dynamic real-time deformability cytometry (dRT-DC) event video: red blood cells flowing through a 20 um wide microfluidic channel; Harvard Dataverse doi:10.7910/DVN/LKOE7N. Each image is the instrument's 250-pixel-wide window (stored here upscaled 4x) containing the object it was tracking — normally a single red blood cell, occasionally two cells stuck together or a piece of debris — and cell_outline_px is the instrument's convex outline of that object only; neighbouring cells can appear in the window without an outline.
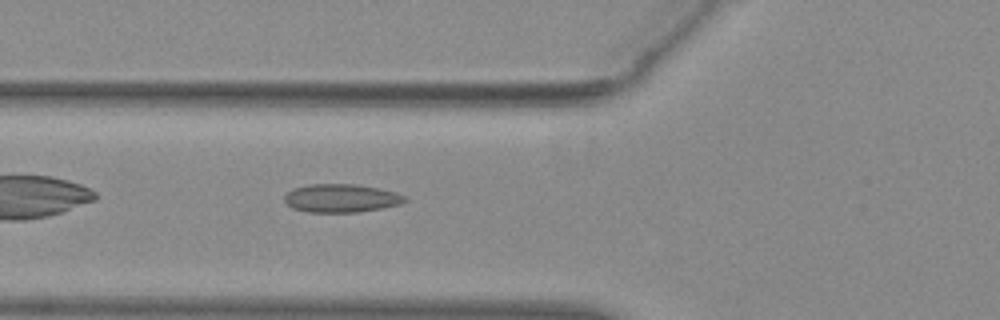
{"species": "common noctule bat (a hibernating species)", "species_latin": "Nyctalus noctula", "temperature_condition": "warm", "stored_images_in_passage": 38, "camera_frame_rate_fps": 3000, "um_per_image_px": 0.085, "animal": {"sex": "female", "body_mass_g": 29.2, "forearm_length_mm": 56.3}, "frame": {"image": 1, "passage_image": 5, "time_ms": 1.333, "image_size_px": [1000, 320], "cell_outline_px": [[408, 200], [400, 204], [380, 208], [356, 212], [308, 212], [292, 208], [284, 200], [284, 196], [292, 188], [308, 184], [356, 184], [380, 188], [396, 192], [404, 196]], "centroid_in_image_um": [28.98, 16.83], "position_along_channel_um": 96.8, "area_um2": 19.88}}
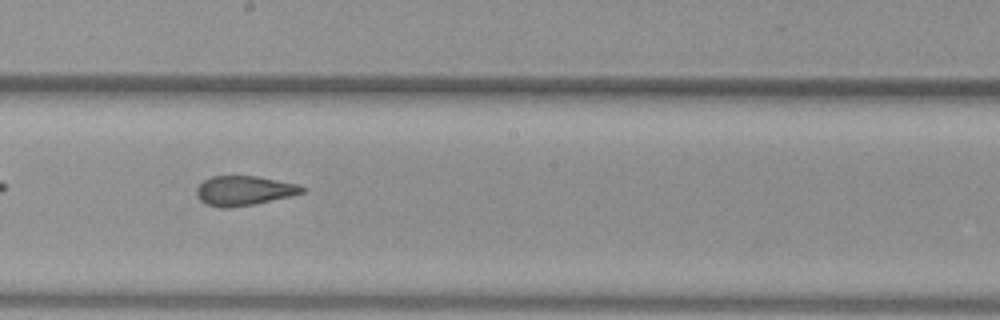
{"frame": {"image": 2, "passage_image": 15, "time_ms": 4.667, "image_size_px": [1000, 320], "cell_outline_px": [[304, 192], [292, 196], [256, 204], [228, 208], [220, 208], [204, 204], [200, 200], [196, 192], [196, 188], [204, 180], [212, 176], [256, 176], [296, 184], [304, 188]], "centroid_in_image_um": [20.71, 16.22], "position_along_channel_um": 227.5, "area_um2": 18.21}}
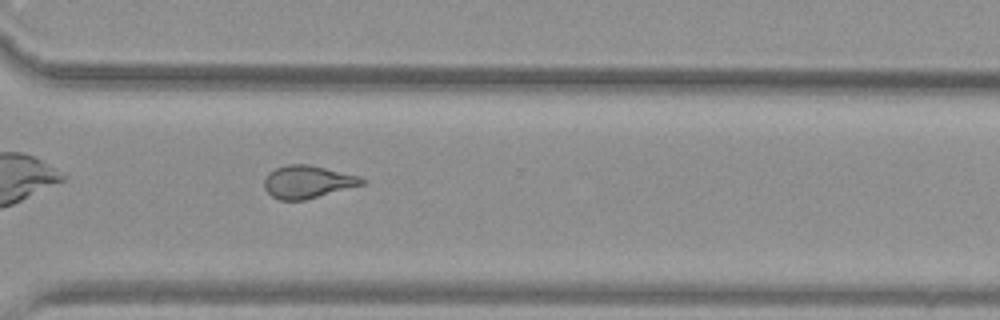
{"frame": {"image": 3, "passage_image": 24, "time_ms": 7.667, "image_size_px": [1000, 320], "cell_outline_px": [[368, 180], [364, 184], [304, 200], [280, 200], [272, 196], [264, 188], [264, 180], [268, 172], [276, 168], [288, 164], [308, 164], [360, 176]], "centroid_in_image_um": [26.15, 15.45], "position_along_channel_um": 344.5, "area_um2": 18.55}, "authors_computed_cell_mechanics": {"area_um2": 18.8428, "velocity_mm_per_s": 3.9079, "shape_relaxation_time_tau1_ms": null, "shape_relaxation_time_tau2_ms": 1.7213, "deformation_change_tau1": null, "deformation_change_tau2": 0.0739}}